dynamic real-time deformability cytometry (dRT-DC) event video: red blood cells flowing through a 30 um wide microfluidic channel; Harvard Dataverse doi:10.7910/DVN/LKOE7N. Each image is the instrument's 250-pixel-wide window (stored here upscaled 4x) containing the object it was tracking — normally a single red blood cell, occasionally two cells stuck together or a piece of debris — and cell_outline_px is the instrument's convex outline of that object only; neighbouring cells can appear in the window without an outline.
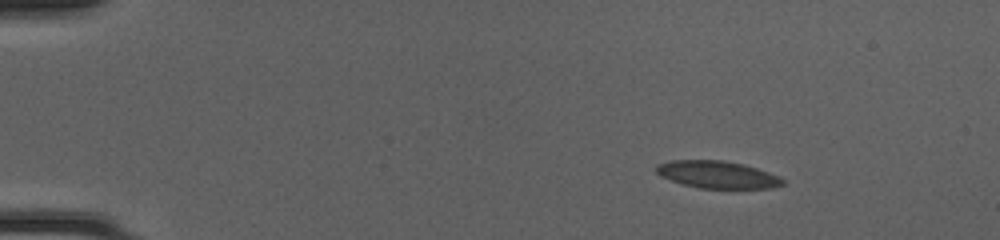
{"species": "common noctule bat (a hibernating species)", "species_latin": "Nyctalus noctula", "temperature_condition": "cold", "stored_images_in_passage": 46, "camera_frame_rate_fps": 3000, "um_per_image_px": 0.085, "animal": {"sex": "female", "body_mass_g": 20.0, "forearm_length_mm": 54.0}, "frame": {"image": 1, "passage_image": 1, "time_ms": 0.0, "image_size_px": [1000, 240], "cell_outline_px": [[784, 184], [772, 188], [700, 188], [684, 184], [660, 176], [656, 172], [656, 164], [672, 160], [724, 160], [744, 164], [780, 176], [784, 180]], "centroid_in_image_um": [60.98, 14.83], "position_along_channel_um": 24.0, "area_um2": 20.06}}
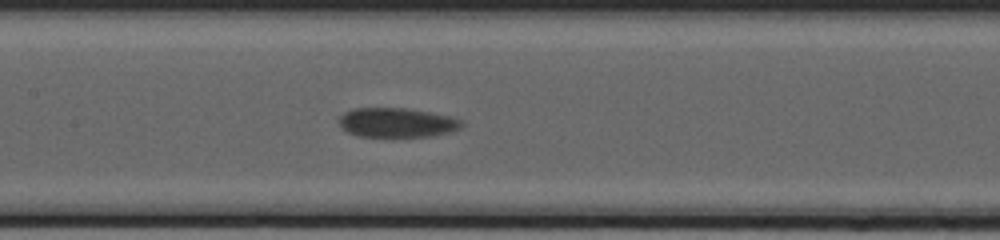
{"frame": {"image": 2, "passage_image": 20, "time_ms": 6.333, "image_size_px": [1000, 240], "cell_outline_px": [[464, 124], [460, 128], [452, 132], [432, 136], [360, 136], [348, 132], [340, 128], [336, 120], [344, 112], [352, 108], [408, 108], [432, 112], [452, 116], [464, 120]], "centroid_in_image_um": [33.75, 10.4], "position_along_channel_um": 173.7, "area_um2": 21.44}}
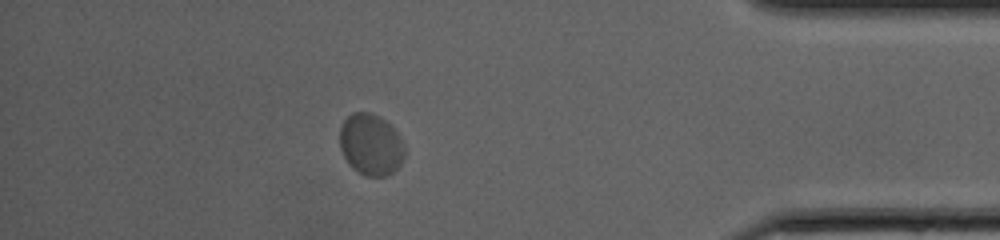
{"frame": {"image": 3, "passage_image": 40, "time_ms": 13.0, "image_size_px": [1000, 240], "cell_outline_px": [[404, 160], [388, 176], [364, 176], [352, 168], [348, 164], [340, 148], [340, 124], [352, 112], [368, 112], [384, 120], [400, 136], [404, 144]], "centroid_in_image_um": [31.5, 12.31], "position_along_channel_um": 403.7, "area_um2": 23.24}, "authors_computed_cell_mechanics": {"area_um2": 21.2126, "velocity_mm_per_s": 3.9972, "shape_relaxation_time_tau1_ms": 1.1681, "shape_relaxation_time_tau2_ms": 0.7969, "deformation_change_tau1": 0.0734, "deformation_change_tau2": 0.0265}}